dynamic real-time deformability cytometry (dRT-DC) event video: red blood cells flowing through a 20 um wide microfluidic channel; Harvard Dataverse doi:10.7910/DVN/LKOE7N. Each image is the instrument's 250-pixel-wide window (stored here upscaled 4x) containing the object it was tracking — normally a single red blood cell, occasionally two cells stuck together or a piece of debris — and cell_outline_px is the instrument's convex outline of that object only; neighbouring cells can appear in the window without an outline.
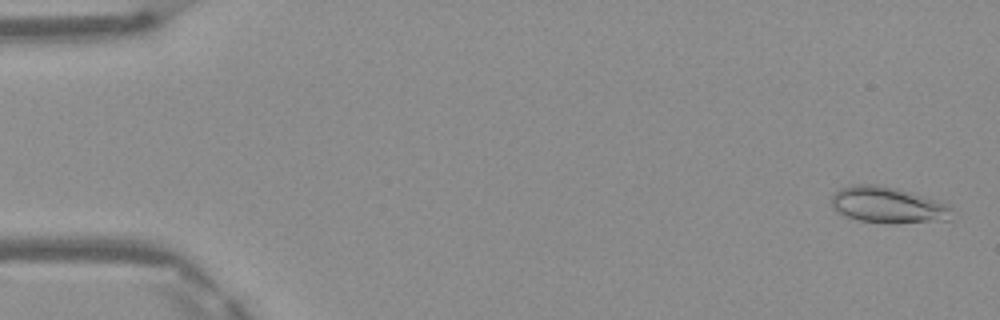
{"species": "Egyptian fruit bat (a non-hibernating species)", "species_latin": "Rousettus aegyptiacus", "temperature_condition": "warm", "stored_images_in_passage": 49, "camera_frame_rate_fps": 3000, "um_per_image_px": 0.085, "frame": {"image": 1, "passage_image": 2, "time_ms": 0.333, "image_size_px": [1000, 320], "cell_outline_px": [[952, 208], [948, 220], [896, 224], [892, 224], [860, 220], [844, 216], [832, 208], [832, 196], [840, 188], [852, 184], [876, 184], [896, 188], [912, 192], [948, 204]], "centroid_in_image_um": [75.46, 17.43], "position_along_channel_um": 9.5, "area_um2": 25.55}}
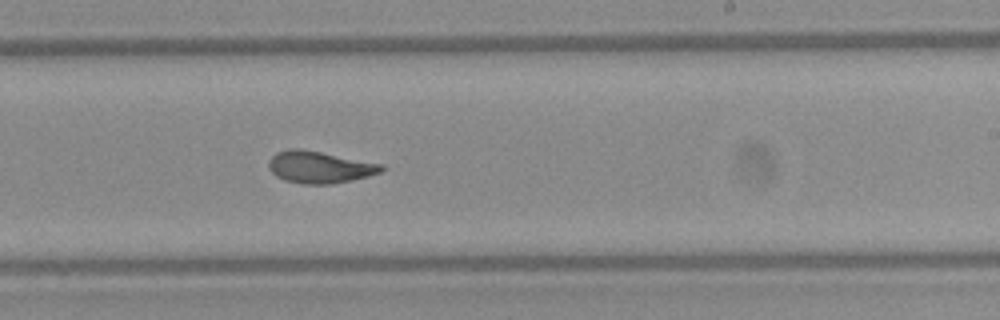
{"frame": {"image": 2, "passage_image": 30, "time_ms": 9.667, "image_size_px": [1000, 320], "cell_outline_px": [[384, 168], [380, 172], [368, 176], [352, 180], [332, 184], [304, 184], [284, 180], [276, 176], [268, 168], [268, 160], [276, 152], [288, 148], [300, 148], [384, 164]], "centroid_in_image_um": [27.13, 14.2], "position_along_channel_um": 261.9, "area_um2": 21.1}}
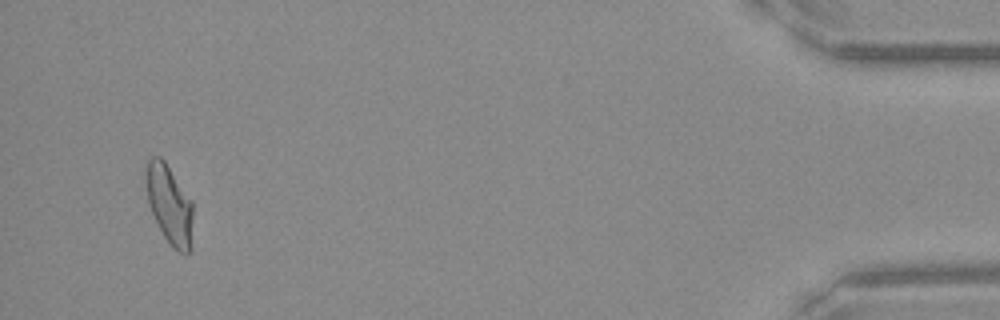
{"frame": {"image": 3, "passage_image": 47, "time_ms": 15.333, "image_size_px": [1000, 320], "cell_outline_px": [[192, 248], [188, 252], [180, 252], [172, 248], [164, 236], [148, 204], [148, 160], [152, 156], [160, 156], [164, 160], [192, 200]], "centroid_in_image_um": [14.45, 17.42], "position_along_channel_um": 420.7, "area_um2": 21.1}, "authors_computed_cell_mechanics": {"area_um2": 21.5594, "velocity_mm_per_s": 4.1717, "shape_relaxation_time_tau1_ms": 10.7705, "shape_relaxation_time_tau2_ms": 1.6769, "deformation_change_tau1": 0.2768, "deformation_change_tau2": 0.0762}}